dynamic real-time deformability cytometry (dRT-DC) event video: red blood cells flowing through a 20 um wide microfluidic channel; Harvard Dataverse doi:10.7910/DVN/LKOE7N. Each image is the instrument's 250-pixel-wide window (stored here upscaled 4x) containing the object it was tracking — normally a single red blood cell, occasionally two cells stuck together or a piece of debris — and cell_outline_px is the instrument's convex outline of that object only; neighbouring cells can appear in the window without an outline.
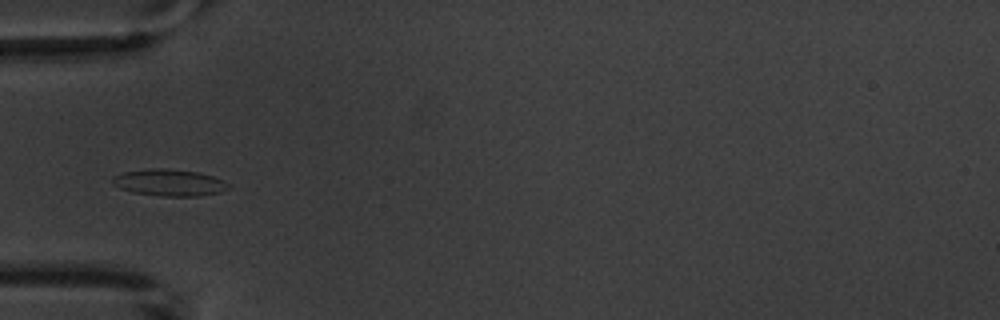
{"species": "common noctule bat (a hibernating species)", "species_latin": "Nyctalus noctula", "temperature_condition": "warm", "stored_images_in_passage": 6, "camera_frame_rate_fps": 3000, "um_per_image_px": 0.085, "animal": {"sex": "male", "body_mass_g": 20.1, "forearm_length_mm": 53.5}, "frame": {"image": 1, "passage_image": 4, "time_ms": 3.333, "image_size_px": [1000, 320], "cell_outline_px": [[232, 188], [220, 192], [200, 196], [160, 196], [132, 192], [120, 188], [112, 184], [112, 176], [124, 172], [152, 168], [168, 168], [196, 172], [212, 176], [224, 180], [232, 184]], "centroid_in_image_um": [14.43, 15.52], "position_along_channel_um": 70.6, "area_um2": 18.26}}
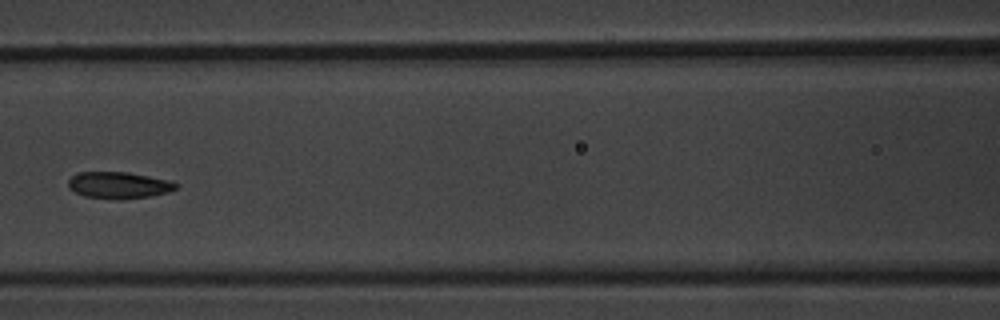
{"frame": {"image": 2, "passage_image": 6, "time_ms": 5.667, "image_size_px": [1000, 320], "cell_outline_px": [[176, 188], [168, 192], [148, 196], [120, 200], [116, 200], [84, 196], [68, 188], [68, 180], [76, 172], [128, 172], [168, 180], [176, 184]], "centroid_in_image_um": [10.03, 15.74], "position_along_channel_um": 156.6, "area_um2": 16.65}}